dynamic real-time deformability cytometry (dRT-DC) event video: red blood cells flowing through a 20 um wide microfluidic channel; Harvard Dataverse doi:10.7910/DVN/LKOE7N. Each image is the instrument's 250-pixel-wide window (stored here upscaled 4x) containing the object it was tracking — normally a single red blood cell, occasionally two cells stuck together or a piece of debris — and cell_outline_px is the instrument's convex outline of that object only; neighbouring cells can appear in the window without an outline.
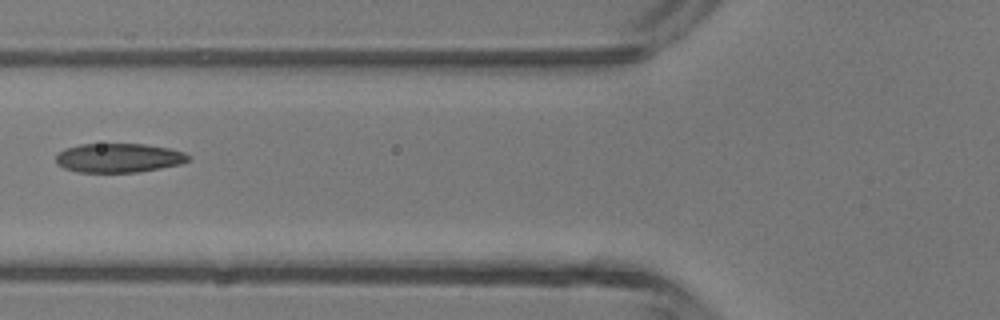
{"species": "common noctule bat (a hibernating species)", "species_latin": "Nyctalus noctula", "temperature_condition": "room temperature", "stored_images_in_passage": 5, "camera_frame_rate_fps": 3000, "um_per_image_px": 0.085, "animal": {"sex": "male", "body_mass_g": 13.3}, "frame": {"image": 1, "passage_image": 4, "time_ms": 1.0, "image_size_px": [1000, 320], "cell_outline_px": [[188, 160], [180, 164], [160, 168], [136, 172], [76, 172], [64, 168], [56, 164], [56, 156], [64, 148], [80, 144], [144, 144], [168, 148], [184, 152], [188, 156]], "centroid_in_image_um": [10.04, 13.42], "position_along_channel_um": 115.8, "area_um2": 22.37}}
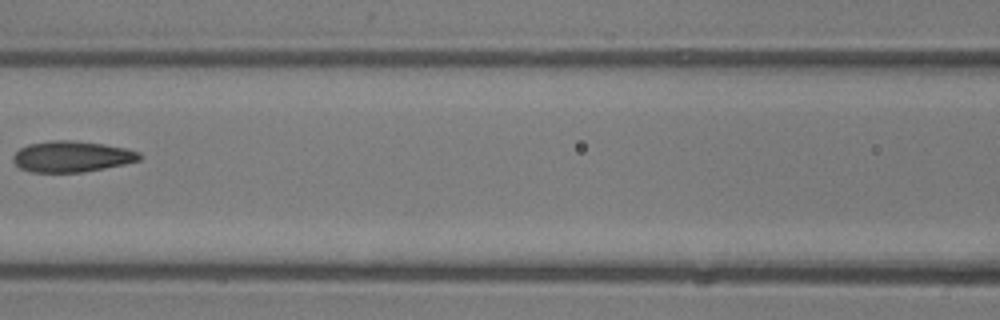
{"frame": {"image": 2, "passage_image": 5, "time_ms": 1.333, "image_size_px": [1000, 320], "cell_outline_px": [[144, 156], [140, 160], [124, 164], [84, 172], [32, 172], [20, 168], [12, 160], [12, 156], [20, 148], [28, 144], [52, 140], [72, 140], [104, 144], [128, 148], [140, 152]], "centroid_in_image_um": [6.13, 13.3], "position_along_channel_um": 160.5, "area_um2": 23.0}}